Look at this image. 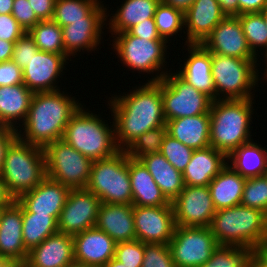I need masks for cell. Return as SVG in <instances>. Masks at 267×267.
I'll return each instance as SVG.
<instances>
[{
	"label": "cell",
	"mask_w": 267,
	"mask_h": 267,
	"mask_svg": "<svg viewBox=\"0 0 267 267\" xmlns=\"http://www.w3.org/2000/svg\"><path fill=\"white\" fill-rule=\"evenodd\" d=\"M134 88V89H133ZM108 98V109L114 122L115 142L126 150L143 133L166 124L163 114L161 80L145 82ZM125 93V94H124ZM111 99V100H110Z\"/></svg>",
	"instance_id": "6da1fadb"
},
{
	"label": "cell",
	"mask_w": 267,
	"mask_h": 267,
	"mask_svg": "<svg viewBox=\"0 0 267 267\" xmlns=\"http://www.w3.org/2000/svg\"><path fill=\"white\" fill-rule=\"evenodd\" d=\"M68 94L61 90L35 92L27 118L17 129L18 138L42 148L61 140L69 120L83 104Z\"/></svg>",
	"instance_id": "7a4b0ae2"
},
{
	"label": "cell",
	"mask_w": 267,
	"mask_h": 267,
	"mask_svg": "<svg viewBox=\"0 0 267 267\" xmlns=\"http://www.w3.org/2000/svg\"><path fill=\"white\" fill-rule=\"evenodd\" d=\"M255 99L213 100L210 108V146L227 157L253 140Z\"/></svg>",
	"instance_id": "3957f363"
},
{
	"label": "cell",
	"mask_w": 267,
	"mask_h": 267,
	"mask_svg": "<svg viewBox=\"0 0 267 267\" xmlns=\"http://www.w3.org/2000/svg\"><path fill=\"white\" fill-rule=\"evenodd\" d=\"M209 227L219 245L255 249L267 242V214L241 204L216 210Z\"/></svg>",
	"instance_id": "277c9868"
},
{
	"label": "cell",
	"mask_w": 267,
	"mask_h": 267,
	"mask_svg": "<svg viewBox=\"0 0 267 267\" xmlns=\"http://www.w3.org/2000/svg\"><path fill=\"white\" fill-rule=\"evenodd\" d=\"M88 110L83 105L79 108L66 125L62 139L92 161L113 156L119 151L114 122L109 125L99 114Z\"/></svg>",
	"instance_id": "5b68a950"
},
{
	"label": "cell",
	"mask_w": 267,
	"mask_h": 267,
	"mask_svg": "<svg viewBox=\"0 0 267 267\" xmlns=\"http://www.w3.org/2000/svg\"><path fill=\"white\" fill-rule=\"evenodd\" d=\"M0 174L8 192L17 200L46 178L44 148L17 138L7 150Z\"/></svg>",
	"instance_id": "8992f818"
},
{
	"label": "cell",
	"mask_w": 267,
	"mask_h": 267,
	"mask_svg": "<svg viewBox=\"0 0 267 267\" xmlns=\"http://www.w3.org/2000/svg\"><path fill=\"white\" fill-rule=\"evenodd\" d=\"M215 100L254 99L261 83L258 59H240L211 53ZM260 67V68H258ZM252 91V92H251ZM254 92V94H252Z\"/></svg>",
	"instance_id": "52a82bcc"
},
{
	"label": "cell",
	"mask_w": 267,
	"mask_h": 267,
	"mask_svg": "<svg viewBox=\"0 0 267 267\" xmlns=\"http://www.w3.org/2000/svg\"><path fill=\"white\" fill-rule=\"evenodd\" d=\"M114 35L112 36L114 38L112 48H114L116 56L118 55L119 61L128 69L130 68L129 70L139 71L138 73H142V75L154 73V77L151 76L147 80L148 82H157L169 72L166 68L168 64L166 56L170 45H167L165 40L141 39L128 32Z\"/></svg>",
	"instance_id": "ba28073f"
},
{
	"label": "cell",
	"mask_w": 267,
	"mask_h": 267,
	"mask_svg": "<svg viewBox=\"0 0 267 267\" xmlns=\"http://www.w3.org/2000/svg\"><path fill=\"white\" fill-rule=\"evenodd\" d=\"M85 189L95 194L101 203L132 204L129 156L125 150L93 161Z\"/></svg>",
	"instance_id": "9c48e42d"
},
{
	"label": "cell",
	"mask_w": 267,
	"mask_h": 267,
	"mask_svg": "<svg viewBox=\"0 0 267 267\" xmlns=\"http://www.w3.org/2000/svg\"><path fill=\"white\" fill-rule=\"evenodd\" d=\"M46 176L70 189H84L88 183L92 160L67 144L56 140L44 148Z\"/></svg>",
	"instance_id": "30bf717a"
},
{
	"label": "cell",
	"mask_w": 267,
	"mask_h": 267,
	"mask_svg": "<svg viewBox=\"0 0 267 267\" xmlns=\"http://www.w3.org/2000/svg\"><path fill=\"white\" fill-rule=\"evenodd\" d=\"M161 95L166 121L209 113L213 102L210 96L195 89L170 70L161 79Z\"/></svg>",
	"instance_id": "8fae6325"
},
{
	"label": "cell",
	"mask_w": 267,
	"mask_h": 267,
	"mask_svg": "<svg viewBox=\"0 0 267 267\" xmlns=\"http://www.w3.org/2000/svg\"><path fill=\"white\" fill-rule=\"evenodd\" d=\"M218 245L210 227L175 226L169 242L176 267L202 266Z\"/></svg>",
	"instance_id": "7c38bea8"
},
{
	"label": "cell",
	"mask_w": 267,
	"mask_h": 267,
	"mask_svg": "<svg viewBox=\"0 0 267 267\" xmlns=\"http://www.w3.org/2000/svg\"><path fill=\"white\" fill-rule=\"evenodd\" d=\"M101 1L84 20L73 21L72 24L62 28L64 55L71 60V56L76 57L77 53L93 52L101 45L103 39V29L107 26V10L106 5ZM106 25V26H104ZM85 50V51H84Z\"/></svg>",
	"instance_id": "4fadbf2b"
},
{
	"label": "cell",
	"mask_w": 267,
	"mask_h": 267,
	"mask_svg": "<svg viewBox=\"0 0 267 267\" xmlns=\"http://www.w3.org/2000/svg\"><path fill=\"white\" fill-rule=\"evenodd\" d=\"M171 203L176 226L209 227L216 212L209 186L185 185Z\"/></svg>",
	"instance_id": "5bb4252c"
},
{
	"label": "cell",
	"mask_w": 267,
	"mask_h": 267,
	"mask_svg": "<svg viewBox=\"0 0 267 267\" xmlns=\"http://www.w3.org/2000/svg\"><path fill=\"white\" fill-rule=\"evenodd\" d=\"M101 200L87 189H71L58 220V232L76 235L95 227Z\"/></svg>",
	"instance_id": "9a60e30c"
},
{
	"label": "cell",
	"mask_w": 267,
	"mask_h": 267,
	"mask_svg": "<svg viewBox=\"0 0 267 267\" xmlns=\"http://www.w3.org/2000/svg\"><path fill=\"white\" fill-rule=\"evenodd\" d=\"M136 240L169 245L175 229L172 203L165 206H133Z\"/></svg>",
	"instance_id": "2e32d148"
},
{
	"label": "cell",
	"mask_w": 267,
	"mask_h": 267,
	"mask_svg": "<svg viewBox=\"0 0 267 267\" xmlns=\"http://www.w3.org/2000/svg\"><path fill=\"white\" fill-rule=\"evenodd\" d=\"M68 61L71 60L64 54L39 50L22 70L23 84L34 93L61 90L57 81L66 73L63 70Z\"/></svg>",
	"instance_id": "e0dca14e"
},
{
	"label": "cell",
	"mask_w": 267,
	"mask_h": 267,
	"mask_svg": "<svg viewBox=\"0 0 267 267\" xmlns=\"http://www.w3.org/2000/svg\"><path fill=\"white\" fill-rule=\"evenodd\" d=\"M202 45L214 54L240 59H259L250 50L237 16H226Z\"/></svg>",
	"instance_id": "ac0fdd59"
},
{
	"label": "cell",
	"mask_w": 267,
	"mask_h": 267,
	"mask_svg": "<svg viewBox=\"0 0 267 267\" xmlns=\"http://www.w3.org/2000/svg\"><path fill=\"white\" fill-rule=\"evenodd\" d=\"M70 190L46 176L34 189L22 194L17 202L22 206V213L51 215L58 222Z\"/></svg>",
	"instance_id": "d6986e66"
},
{
	"label": "cell",
	"mask_w": 267,
	"mask_h": 267,
	"mask_svg": "<svg viewBox=\"0 0 267 267\" xmlns=\"http://www.w3.org/2000/svg\"><path fill=\"white\" fill-rule=\"evenodd\" d=\"M72 237L75 262L92 267H103L114 258L117 243L96 226Z\"/></svg>",
	"instance_id": "ffe728a7"
},
{
	"label": "cell",
	"mask_w": 267,
	"mask_h": 267,
	"mask_svg": "<svg viewBox=\"0 0 267 267\" xmlns=\"http://www.w3.org/2000/svg\"><path fill=\"white\" fill-rule=\"evenodd\" d=\"M226 17L217 0H195L184 12L186 44H202Z\"/></svg>",
	"instance_id": "44dd1931"
},
{
	"label": "cell",
	"mask_w": 267,
	"mask_h": 267,
	"mask_svg": "<svg viewBox=\"0 0 267 267\" xmlns=\"http://www.w3.org/2000/svg\"><path fill=\"white\" fill-rule=\"evenodd\" d=\"M22 206L14 200L0 216V256L14 264H24L28 250L23 243Z\"/></svg>",
	"instance_id": "7402d4cb"
},
{
	"label": "cell",
	"mask_w": 267,
	"mask_h": 267,
	"mask_svg": "<svg viewBox=\"0 0 267 267\" xmlns=\"http://www.w3.org/2000/svg\"><path fill=\"white\" fill-rule=\"evenodd\" d=\"M75 262L72 235L57 232L28 251L26 267H67Z\"/></svg>",
	"instance_id": "603a6c76"
},
{
	"label": "cell",
	"mask_w": 267,
	"mask_h": 267,
	"mask_svg": "<svg viewBox=\"0 0 267 267\" xmlns=\"http://www.w3.org/2000/svg\"><path fill=\"white\" fill-rule=\"evenodd\" d=\"M186 47L189 55L176 73L195 89L215 100L211 53L202 44H186Z\"/></svg>",
	"instance_id": "cb8c5ba5"
},
{
	"label": "cell",
	"mask_w": 267,
	"mask_h": 267,
	"mask_svg": "<svg viewBox=\"0 0 267 267\" xmlns=\"http://www.w3.org/2000/svg\"><path fill=\"white\" fill-rule=\"evenodd\" d=\"M96 227L116 243L136 240L133 205L101 203Z\"/></svg>",
	"instance_id": "d4e9b609"
},
{
	"label": "cell",
	"mask_w": 267,
	"mask_h": 267,
	"mask_svg": "<svg viewBox=\"0 0 267 267\" xmlns=\"http://www.w3.org/2000/svg\"><path fill=\"white\" fill-rule=\"evenodd\" d=\"M227 162V156L211 146L194 150L182 173L184 185L208 186Z\"/></svg>",
	"instance_id": "484cf974"
},
{
	"label": "cell",
	"mask_w": 267,
	"mask_h": 267,
	"mask_svg": "<svg viewBox=\"0 0 267 267\" xmlns=\"http://www.w3.org/2000/svg\"><path fill=\"white\" fill-rule=\"evenodd\" d=\"M33 95L24 84L0 86V126L19 129L27 118Z\"/></svg>",
	"instance_id": "4316f807"
},
{
	"label": "cell",
	"mask_w": 267,
	"mask_h": 267,
	"mask_svg": "<svg viewBox=\"0 0 267 267\" xmlns=\"http://www.w3.org/2000/svg\"><path fill=\"white\" fill-rule=\"evenodd\" d=\"M167 134L193 150L210 146V113L166 121Z\"/></svg>",
	"instance_id": "83f0119b"
},
{
	"label": "cell",
	"mask_w": 267,
	"mask_h": 267,
	"mask_svg": "<svg viewBox=\"0 0 267 267\" xmlns=\"http://www.w3.org/2000/svg\"><path fill=\"white\" fill-rule=\"evenodd\" d=\"M129 177L133 206H165L170 204L140 160L129 157Z\"/></svg>",
	"instance_id": "f1b7e54d"
},
{
	"label": "cell",
	"mask_w": 267,
	"mask_h": 267,
	"mask_svg": "<svg viewBox=\"0 0 267 267\" xmlns=\"http://www.w3.org/2000/svg\"><path fill=\"white\" fill-rule=\"evenodd\" d=\"M116 12L108 14L107 25L112 36L117 33L127 32L131 27L143 21L154 18L156 8L161 0H123ZM112 15V16H111ZM108 16L110 18H108Z\"/></svg>",
	"instance_id": "f546056e"
},
{
	"label": "cell",
	"mask_w": 267,
	"mask_h": 267,
	"mask_svg": "<svg viewBox=\"0 0 267 267\" xmlns=\"http://www.w3.org/2000/svg\"><path fill=\"white\" fill-rule=\"evenodd\" d=\"M245 181L227 164L208 185L215 209L240 205Z\"/></svg>",
	"instance_id": "4dcf8cb0"
},
{
	"label": "cell",
	"mask_w": 267,
	"mask_h": 267,
	"mask_svg": "<svg viewBox=\"0 0 267 267\" xmlns=\"http://www.w3.org/2000/svg\"><path fill=\"white\" fill-rule=\"evenodd\" d=\"M140 161L171 203L184 189L182 172L174 168L160 152L143 156Z\"/></svg>",
	"instance_id": "1f68e13d"
},
{
	"label": "cell",
	"mask_w": 267,
	"mask_h": 267,
	"mask_svg": "<svg viewBox=\"0 0 267 267\" xmlns=\"http://www.w3.org/2000/svg\"><path fill=\"white\" fill-rule=\"evenodd\" d=\"M227 161L228 165L243 177L262 176L267 166V148L253 139L233 151Z\"/></svg>",
	"instance_id": "d6a6232c"
},
{
	"label": "cell",
	"mask_w": 267,
	"mask_h": 267,
	"mask_svg": "<svg viewBox=\"0 0 267 267\" xmlns=\"http://www.w3.org/2000/svg\"><path fill=\"white\" fill-rule=\"evenodd\" d=\"M22 219L23 243L28 251L58 232V222L51 215L22 213Z\"/></svg>",
	"instance_id": "836d02e7"
},
{
	"label": "cell",
	"mask_w": 267,
	"mask_h": 267,
	"mask_svg": "<svg viewBox=\"0 0 267 267\" xmlns=\"http://www.w3.org/2000/svg\"><path fill=\"white\" fill-rule=\"evenodd\" d=\"M252 53L257 57L267 54V26L261 13H244L237 16ZM259 49V51H258ZM263 50V51H262ZM262 51V52H261ZM261 54L259 55V53Z\"/></svg>",
	"instance_id": "e575fe53"
},
{
	"label": "cell",
	"mask_w": 267,
	"mask_h": 267,
	"mask_svg": "<svg viewBox=\"0 0 267 267\" xmlns=\"http://www.w3.org/2000/svg\"><path fill=\"white\" fill-rule=\"evenodd\" d=\"M251 247L218 245L211 258L199 267H252Z\"/></svg>",
	"instance_id": "d590c367"
},
{
	"label": "cell",
	"mask_w": 267,
	"mask_h": 267,
	"mask_svg": "<svg viewBox=\"0 0 267 267\" xmlns=\"http://www.w3.org/2000/svg\"><path fill=\"white\" fill-rule=\"evenodd\" d=\"M28 33L41 51L64 54L62 28L55 21H40Z\"/></svg>",
	"instance_id": "8d00e7d4"
},
{
	"label": "cell",
	"mask_w": 267,
	"mask_h": 267,
	"mask_svg": "<svg viewBox=\"0 0 267 267\" xmlns=\"http://www.w3.org/2000/svg\"><path fill=\"white\" fill-rule=\"evenodd\" d=\"M154 21L159 36L167 43L180 31L182 34V30L185 28L184 11L161 1L156 8Z\"/></svg>",
	"instance_id": "74e56055"
},
{
	"label": "cell",
	"mask_w": 267,
	"mask_h": 267,
	"mask_svg": "<svg viewBox=\"0 0 267 267\" xmlns=\"http://www.w3.org/2000/svg\"><path fill=\"white\" fill-rule=\"evenodd\" d=\"M100 2L101 0H56L52 20L60 27L84 20Z\"/></svg>",
	"instance_id": "f35d334b"
},
{
	"label": "cell",
	"mask_w": 267,
	"mask_h": 267,
	"mask_svg": "<svg viewBox=\"0 0 267 267\" xmlns=\"http://www.w3.org/2000/svg\"><path fill=\"white\" fill-rule=\"evenodd\" d=\"M166 135V124L149 130L135 139L125 152L130 158L136 160H140L143 156L149 154L159 153Z\"/></svg>",
	"instance_id": "ab89813d"
},
{
	"label": "cell",
	"mask_w": 267,
	"mask_h": 267,
	"mask_svg": "<svg viewBox=\"0 0 267 267\" xmlns=\"http://www.w3.org/2000/svg\"><path fill=\"white\" fill-rule=\"evenodd\" d=\"M241 205L259 209L267 214V179L264 175L246 178Z\"/></svg>",
	"instance_id": "60d3db41"
},
{
	"label": "cell",
	"mask_w": 267,
	"mask_h": 267,
	"mask_svg": "<svg viewBox=\"0 0 267 267\" xmlns=\"http://www.w3.org/2000/svg\"><path fill=\"white\" fill-rule=\"evenodd\" d=\"M193 151L192 148L187 147L182 142L167 134L160 153L174 168L183 173L187 164L190 162Z\"/></svg>",
	"instance_id": "b9f144b4"
},
{
	"label": "cell",
	"mask_w": 267,
	"mask_h": 267,
	"mask_svg": "<svg viewBox=\"0 0 267 267\" xmlns=\"http://www.w3.org/2000/svg\"><path fill=\"white\" fill-rule=\"evenodd\" d=\"M142 267H176L169 245L144 243Z\"/></svg>",
	"instance_id": "7bdbcfd3"
},
{
	"label": "cell",
	"mask_w": 267,
	"mask_h": 267,
	"mask_svg": "<svg viewBox=\"0 0 267 267\" xmlns=\"http://www.w3.org/2000/svg\"><path fill=\"white\" fill-rule=\"evenodd\" d=\"M144 243L139 240L116 244L114 258L126 267H142Z\"/></svg>",
	"instance_id": "ee69618b"
},
{
	"label": "cell",
	"mask_w": 267,
	"mask_h": 267,
	"mask_svg": "<svg viewBox=\"0 0 267 267\" xmlns=\"http://www.w3.org/2000/svg\"><path fill=\"white\" fill-rule=\"evenodd\" d=\"M39 50L33 38L26 32L15 42L11 60L23 70Z\"/></svg>",
	"instance_id": "f6af8a7d"
},
{
	"label": "cell",
	"mask_w": 267,
	"mask_h": 267,
	"mask_svg": "<svg viewBox=\"0 0 267 267\" xmlns=\"http://www.w3.org/2000/svg\"><path fill=\"white\" fill-rule=\"evenodd\" d=\"M11 14L25 32L40 22L28 0H14Z\"/></svg>",
	"instance_id": "bcb514c9"
},
{
	"label": "cell",
	"mask_w": 267,
	"mask_h": 267,
	"mask_svg": "<svg viewBox=\"0 0 267 267\" xmlns=\"http://www.w3.org/2000/svg\"><path fill=\"white\" fill-rule=\"evenodd\" d=\"M26 32L18 24L12 14H0V39L16 42Z\"/></svg>",
	"instance_id": "7dc6e473"
},
{
	"label": "cell",
	"mask_w": 267,
	"mask_h": 267,
	"mask_svg": "<svg viewBox=\"0 0 267 267\" xmlns=\"http://www.w3.org/2000/svg\"><path fill=\"white\" fill-rule=\"evenodd\" d=\"M23 84V71L12 60L0 62V86Z\"/></svg>",
	"instance_id": "c3c4849f"
},
{
	"label": "cell",
	"mask_w": 267,
	"mask_h": 267,
	"mask_svg": "<svg viewBox=\"0 0 267 267\" xmlns=\"http://www.w3.org/2000/svg\"><path fill=\"white\" fill-rule=\"evenodd\" d=\"M130 35L146 40H164L158 34L154 18H149L142 23L131 27L127 31Z\"/></svg>",
	"instance_id": "681fc988"
},
{
	"label": "cell",
	"mask_w": 267,
	"mask_h": 267,
	"mask_svg": "<svg viewBox=\"0 0 267 267\" xmlns=\"http://www.w3.org/2000/svg\"><path fill=\"white\" fill-rule=\"evenodd\" d=\"M17 138V130L6 126H0V173L4 166L7 150Z\"/></svg>",
	"instance_id": "f907efd6"
},
{
	"label": "cell",
	"mask_w": 267,
	"mask_h": 267,
	"mask_svg": "<svg viewBox=\"0 0 267 267\" xmlns=\"http://www.w3.org/2000/svg\"><path fill=\"white\" fill-rule=\"evenodd\" d=\"M40 21L52 20L56 0H28Z\"/></svg>",
	"instance_id": "816d5d0a"
},
{
	"label": "cell",
	"mask_w": 267,
	"mask_h": 267,
	"mask_svg": "<svg viewBox=\"0 0 267 267\" xmlns=\"http://www.w3.org/2000/svg\"><path fill=\"white\" fill-rule=\"evenodd\" d=\"M239 15L244 13H260L266 6L267 0H238Z\"/></svg>",
	"instance_id": "f5cc1de1"
},
{
	"label": "cell",
	"mask_w": 267,
	"mask_h": 267,
	"mask_svg": "<svg viewBox=\"0 0 267 267\" xmlns=\"http://www.w3.org/2000/svg\"><path fill=\"white\" fill-rule=\"evenodd\" d=\"M252 267H267V242L253 249Z\"/></svg>",
	"instance_id": "db71d44e"
},
{
	"label": "cell",
	"mask_w": 267,
	"mask_h": 267,
	"mask_svg": "<svg viewBox=\"0 0 267 267\" xmlns=\"http://www.w3.org/2000/svg\"><path fill=\"white\" fill-rule=\"evenodd\" d=\"M217 1L226 16H238L239 15L238 0H217Z\"/></svg>",
	"instance_id": "11a10c76"
},
{
	"label": "cell",
	"mask_w": 267,
	"mask_h": 267,
	"mask_svg": "<svg viewBox=\"0 0 267 267\" xmlns=\"http://www.w3.org/2000/svg\"><path fill=\"white\" fill-rule=\"evenodd\" d=\"M14 42L0 39V62L10 61L13 55Z\"/></svg>",
	"instance_id": "9f6ffc18"
},
{
	"label": "cell",
	"mask_w": 267,
	"mask_h": 267,
	"mask_svg": "<svg viewBox=\"0 0 267 267\" xmlns=\"http://www.w3.org/2000/svg\"><path fill=\"white\" fill-rule=\"evenodd\" d=\"M15 199L10 195L0 174V207L9 206Z\"/></svg>",
	"instance_id": "6f0895ef"
},
{
	"label": "cell",
	"mask_w": 267,
	"mask_h": 267,
	"mask_svg": "<svg viewBox=\"0 0 267 267\" xmlns=\"http://www.w3.org/2000/svg\"><path fill=\"white\" fill-rule=\"evenodd\" d=\"M195 0H161V2L178 8L182 11H186Z\"/></svg>",
	"instance_id": "680465c9"
},
{
	"label": "cell",
	"mask_w": 267,
	"mask_h": 267,
	"mask_svg": "<svg viewBox=\"0 0 267 267\" xmlns=\"http://www.w3.org/2000/svg\"><path fill=\"white\" fill-rule=\"evenodd\" d=\"M14 0H0V14H11Z\"/></svg>",
	"instance_id": "91938a15"
},
{
	"label": "cell",
	"mask_w": 267,
	"mask_h": 267,
	"mask_svg": "<svg viewBox=\"0 0 267 267\" xmlns=\"http://www.w3.org/2000/svg\"><path fill=\"white\" fill-rule=\"evenodd\" d=\"M103 267H126L124 264L115 258H112L107 264H105Z\"/></svg>",
	"instance_id": "94428289"
},
{
	"label": "cell",
	"mask_w": 267,
	"mask_h": 267,
	"mask_svg": "<svg viewBox=\"0 0 267 267\" xmlns=\"http://www.w3.org/2000/svg\"><path fill=\"white\" fill-rule=\"evenodd\" d=\"M14 263L8 259L0 256V267H12Z\"/></svg>",
	"instance_id": "6125c7cd"
},
{
	"label": "cell",
	"mask_w": 267,
	"mask_h": 267,
	"mask_svg": "<svg viewBox=\"0 0 267 267\" xmlns=\"http://www.w3.org/2000/svg\"><path fill=\"white\" fill-rule=\"evenodd\" d=\"M263 58H265V60L263 61L264 64H265V69H264V73H261V74L264 75V77L262 78V80H264V81L266 80L267 81V54Z\"/></svg>",
	"instance_id": "be15d7a7"
},
{
	"label": "cell",
	"mask_w": 267,
	"mask_h": 267,
	"mask_svg": "<svg viewBox=\"0 0 267 267\" xmlns=\"http://www.w3.org/2000/svg\"><path fill=\"white\" fill-rule=\"evenodd\" d=\"M67 267H92V266H88L86 264H81V263L73 262L70 265H68Z\"/></svg>",
	"instance_id": "e7e4bbea"
},
{
	"label": "cell",
	"mask_w": 267,
	"mask_h": 267,
	"mask_svg": "<svg viewBox=\"0 0 267 267\" xmlns=\"http://www.w3.org/2000/svg\"><path fill=\"white\" fill-rule=\"evenodd\" d=\"M260 13L262 14L267 26V6Z\"/></svg>",
	"instance_id": "03108f58"
},
{
	"label": "cell",
	"mask_w": 267,
	"mask_h": 267,
	"mask_svg": "<svg viewBox=\"0 0 267 267\" xmlns=\"http://www.w3.org/2000/svg\"><path fill=\"white\" fill-rule=\"evenodd\" d=\"M12 267H26L24 264H14Z\"/></svg>",
	"instance_id": "003e7915"
},
{
	"label": "cell",
	"mask_w": 267,
	"mask_h": 267,
	"mask_svg": "<svg viewBox=\"0 0 267 267\" xmlns=\"http://www.w3.org/2000/svg\"><path fill=\"white\" fill-rule=\"evenodd\" d=\"M264 177L267 179V166H266V170L264 172Z\"/></svg>",
	"instance_id": "a7ac6f4b"
},
{
	"label": "cell",
	"mask_w": 267,
	"mask_h": 267,
	"mask_svg": "<svg viewBox=\"0 0 267 267\" xmlns=\"http://www.w3.org/2000/svg\"><path fill=\"white\" fill-rule=\"evenodd\" d=\"M4 208L5 207H0V216H1V213H2V211H3Z\"/></svg>",
	"instance_id": "89a4df30"
}]
</instances>
